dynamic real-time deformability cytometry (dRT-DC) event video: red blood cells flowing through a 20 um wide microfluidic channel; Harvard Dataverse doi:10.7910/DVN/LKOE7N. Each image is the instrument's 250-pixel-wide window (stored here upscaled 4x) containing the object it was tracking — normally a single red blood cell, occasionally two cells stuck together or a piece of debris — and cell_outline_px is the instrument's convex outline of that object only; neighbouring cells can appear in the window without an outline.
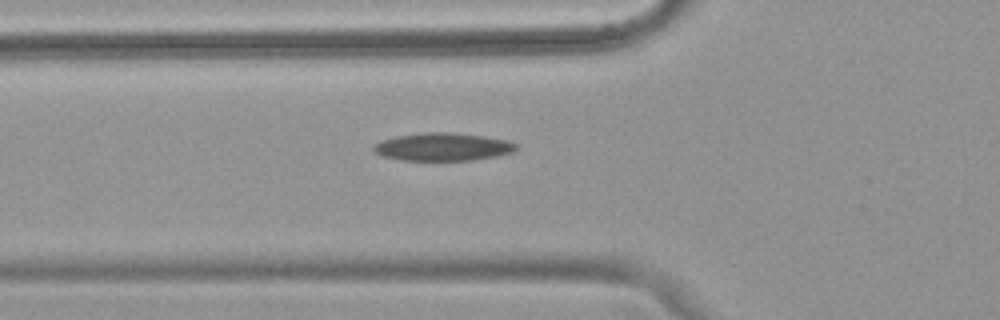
{"species": "common noctule bat (a hibernating species)", "species_latin": "Nyctalus noctula", "temperature_condition": "warm", "stored_images_in_passage": 36, "camera_frame_rate_fps": 3000, "um_per_image_px": 0.085, "animal": {"sex": "female", "body_mass_g": 18.4}, "frame": {"image": 1, "passage_image": 2, "time_ms": 0.333, "image_size_px": [1000, 320], "cell_outline_px": [[516, 148], [512, 152], [496, 156], [472, 160], [400, 160], [380, 156], [372, 148], [380, 140], [396, 136], [424, 132], [452, 132], [484, 136], [508, 140], [516, 144]], "centroid_in_image_um": [37.61, 12.48], "position_along_channel_um": 88.2, "area_um2": 23.18}}
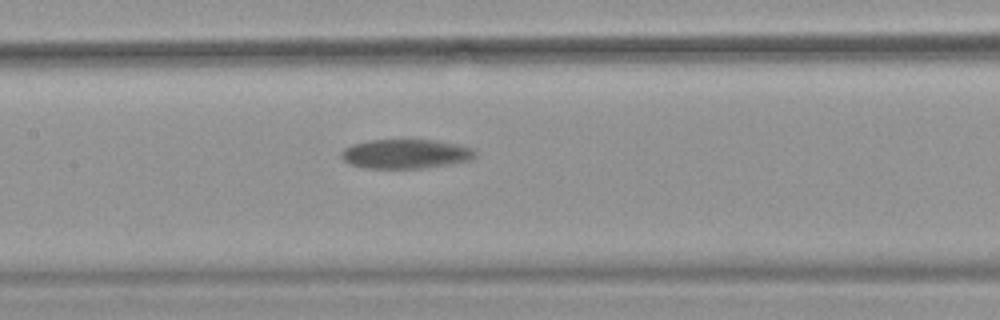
{"frame": {"image": 2, "passage_image": 9, "time_ms": 2.667, "image_size_px": [1000, 320], "cell_outline_px": [[476, 156], [468, 160], [420, 168], [368, 168], [352, 164], [344, 160], [340, 156], [340, 152], [344, 148], [352, 144], [372, 140], [436, 140], [456, 144], [472, 148], [476, 152]], "centroid_in_image_um": [34.44, 13.07], "position_along_channel_um": 173.0, "area_um2": 22.48}}
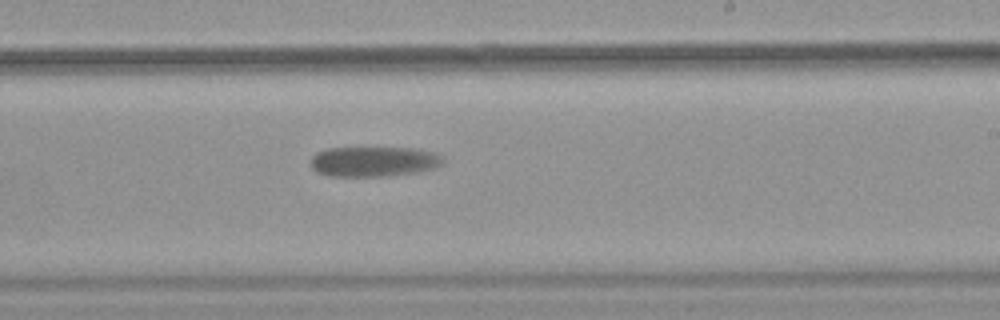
{"frame": {"image": 3, "passage_image": 16, "time_ms": 5.0, "image_size_px": [1000, 320], "cell_outline_px": [[444, 164], [436, 168], [420, 172], [388, 176], [328, 176], [316, 172], [312, 168], [312, 156], [316, 152], [328, 148], [420, 148], [436, 152], [444, 156]], "centroid_in_image_um": [31.85, 13.73], "position_along_channel_um": 257.1, "area_um2": 23.7}}